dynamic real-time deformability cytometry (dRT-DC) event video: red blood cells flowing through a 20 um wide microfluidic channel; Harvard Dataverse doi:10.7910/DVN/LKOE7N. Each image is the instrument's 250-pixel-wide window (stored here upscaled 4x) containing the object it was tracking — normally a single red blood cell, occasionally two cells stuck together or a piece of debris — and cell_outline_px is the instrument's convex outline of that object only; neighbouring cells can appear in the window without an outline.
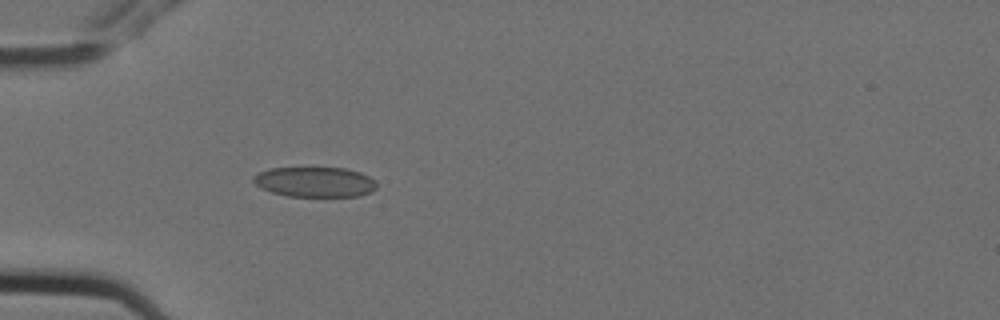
{"species": "Egyptian fruit bat (a non-hibernating species)", "species_latin": "Rousettus aegyptiacus", "temperature_condition": "cold", "stored_images_in_passage": 1, "camera_frame_rate_fps": 3000, "um_per_image_px": 0.085, "animal": {"sex": "female"}, "frame": {"image": 1, "passage_image": 1, "time_ms": 0.0, "image_size_px": [1000, 320], "cell_outline_px": [[376, 188], [372, 192], [360, 196], [288, 196], [272, 192], [260, 188], [252, 180], [252, 176], [268, 168], [344, 168], [360, 172], [376, 180]], "centroid_in_image_um": [26.77, 15.47], "position_along_channel_um": 58.2, "area_um2": 21.68}}